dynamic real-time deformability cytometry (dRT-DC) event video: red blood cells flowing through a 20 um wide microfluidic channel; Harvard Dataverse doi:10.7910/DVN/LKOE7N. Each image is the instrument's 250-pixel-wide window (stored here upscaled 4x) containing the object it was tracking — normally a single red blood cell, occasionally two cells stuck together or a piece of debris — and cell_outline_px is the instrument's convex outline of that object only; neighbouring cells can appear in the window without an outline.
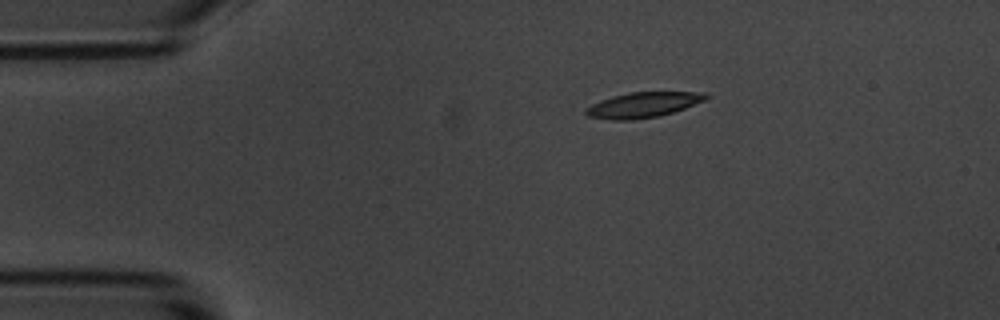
{"species": "common noctule bat (a hibernating species)", "species_latin": "Nyctalus noctula", "temperature_condition": "room temperature", "stored_images_in_passage": 48, "camera_frame_rate_fps": 3000, "um_per_image_px": 0.085, "animal": {"sex": "male", "body_mass_g": 20.1, "forearm_length_mm": 53.5}, "frame": {"image": 1, "passage_image": 1, "time_ms": 0.0, "image_size_px": [1000, 320], "cell_outline_px": [[708, 96], [704, 100], [684, 108], [660, 116], [632, 120], [612, 120], [588, 116], [584, 112], [584, 108], [600, 100], [612, 96], [628, 92], [708, 92]], "centroid_in_image_um": [54.62, 8.91], "position_along_channel_um": 30.4, "area_um2": 17.69}}
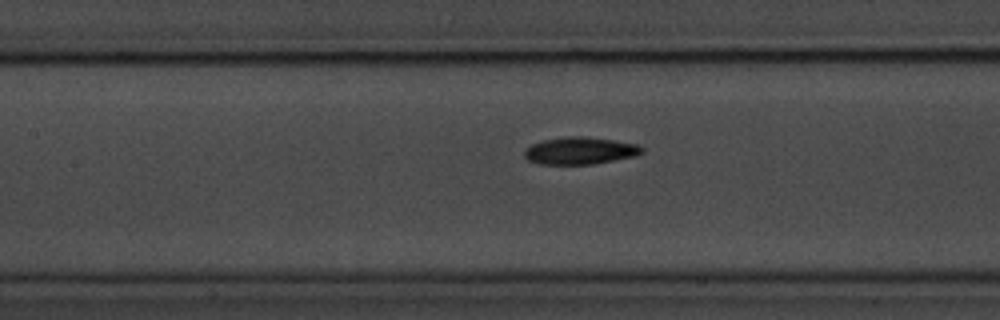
{"frame": {"image": 2, "passage_image": 16, "time_ms": 5.0, "image_size_px": [1000, 320], "cell_outline_px": [[644, 152], [636, 156], [592, 164], [540, 164], [528, 160], [524, 156], [524, 148], [532, 144], [544, 140], [568, 136], [584, 136], [612, 140], [636, 144], [644, 148]], "centroid_in_image_um": [49.29, 12.81], "position_along_channel_um": 158.1, "area_um2": 18.61}}
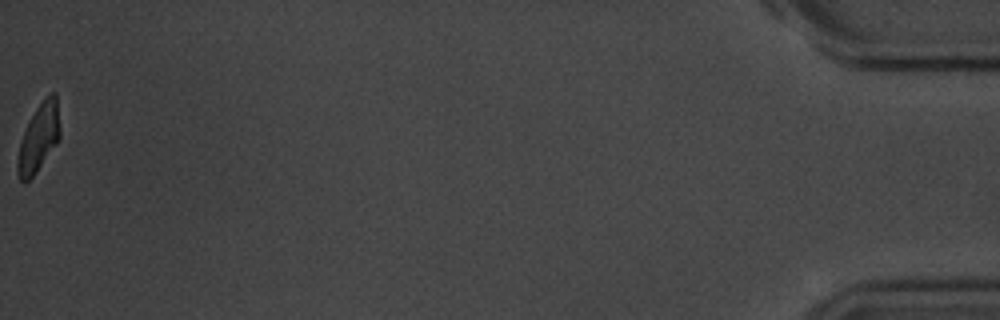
{"frame": {"image": 3, "passage_image": 48, "time_ms": 15.667, "image_size_px": [1000, 320], "cell_outline_px": [[60, 136], [56, 144], [36, 172], [24, 184], [20, 180], [16, 172], [16, 164], [20, 144], [24, 132], [36, 108], [52, 92], [56, 92], [60, 132]], "centroid_in_image_um": [3.28, 11.76], "position_along_channel_um": 431.9, "area_um2": 16.36}, "authors_computed_cell_mechanics": {"area_um2": 18.1492, "velocity_mm_per_s": 3.5109, "shape_relaxation_time_tau1_ms": 3.285, "shape_relaxation_time_tau2_ms": 4.0882, "deformation_change_tau1": 0.1356, "deformation_change_tau2": 0.0983}}